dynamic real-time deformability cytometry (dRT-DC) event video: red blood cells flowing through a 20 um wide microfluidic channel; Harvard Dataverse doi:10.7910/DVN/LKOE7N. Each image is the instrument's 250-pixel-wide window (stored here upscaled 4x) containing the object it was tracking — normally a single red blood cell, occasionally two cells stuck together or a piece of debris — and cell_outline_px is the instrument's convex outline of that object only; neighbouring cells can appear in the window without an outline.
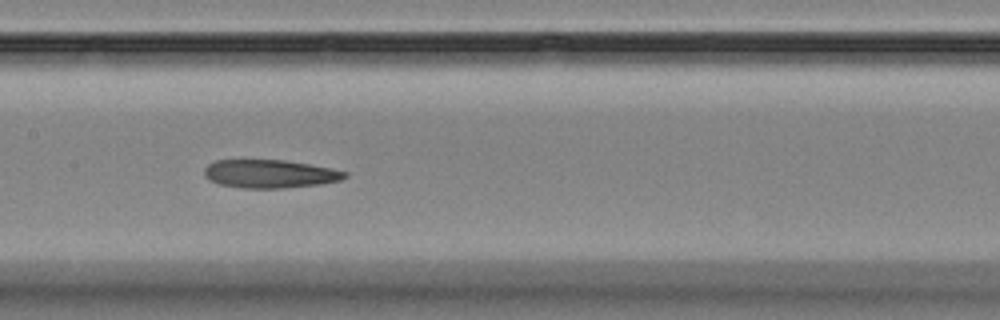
{"species": "Egyptian fruit bat (a non-hibernating species)", "species_latin": "Rousettus aegyptiacus", "temperature_condition": "room temperature", "stored_images_in_passage": 7, "camera_frame_rate_fps": 3000, "um_per_image_px": 0.085, "animal": {"sex": "female"}, "frame": {"image": 1, "passage_image": 6, "time_ms": 5.667, "image_size_px": [1000, 320], "cell_outline_px": [[348, 176], [340, 180], [320, 184], [284, 188], [244, 188], [220, 184], [208, 180], [204, 176], [204, 168], [208, 164], [216, 160], [284, 160], [308, 164], [348, 172]], "centroid_in_image_um": [22.9, 14.78], "position_along_channel_um": 184.5, "area_um2": 23.06}}
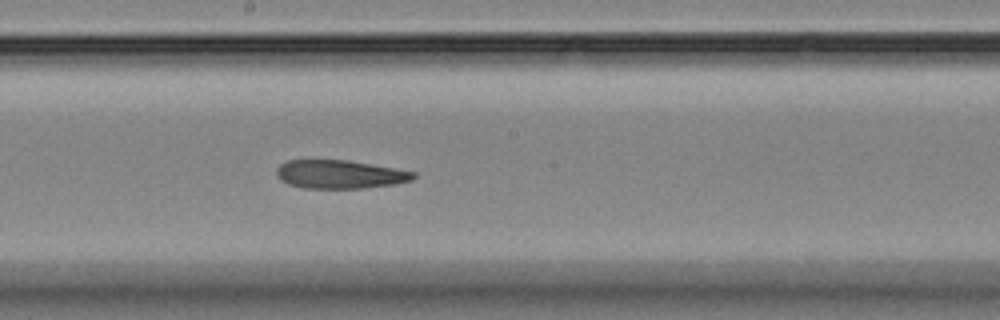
{"frame": {"image": 2, "passage_image": 7, "time_ms": 6.667, "image_size_px": [1000, 320], "cell_outline_px": [[416, 176], [412, 180], [396, 184], [364, 188], [304, 188], [288, 184], [280, 180], [276, 176], [276, 168], [280, 164], [288, 160], [348, 160], [396, 168], [416, 172]], "centroid_in_image_um": [28.89, 14.81], "position_along_channel_um": 219.3, "area_um2": 22.89}}